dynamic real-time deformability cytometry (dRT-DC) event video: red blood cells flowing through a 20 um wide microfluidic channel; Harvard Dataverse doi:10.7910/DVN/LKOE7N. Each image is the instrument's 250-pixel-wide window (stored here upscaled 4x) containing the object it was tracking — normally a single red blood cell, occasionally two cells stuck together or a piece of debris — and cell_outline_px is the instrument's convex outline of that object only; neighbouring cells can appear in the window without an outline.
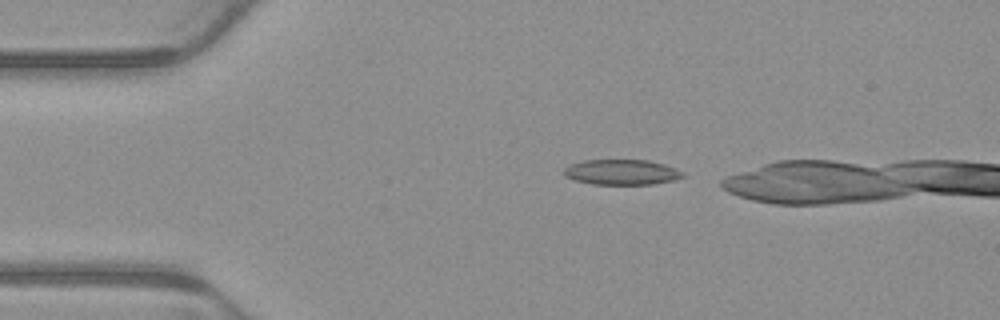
{"species": "common noctule bat (a hibernating species)", "species_latin": "Nyctalus noctula", "temperature_condition": "warm", "stored_images_in_passage": 2, "camera_frame_rate_fps": 3000, "um_per_image_px": 0.085, "animal": {"sex": "male", "body_mass_g": 23.1, "forearm_length_mm": 52.7}, "frame": {"image": 1, "passage_image": 1, "time_ms": 0.0, "image_size_px": [1000, 320], "cell_outline_px": [[684, 176], [676, 180], [652, 184], [592, 184], [576, 180], [564, 176], [564, 168], [572, 164], [584, 160], [648, 160], [664, 164], [676, 168], [684, 172]], "centroid_in_image_um": [52.88, 14.63], "position_along_channel_um": 32.1, "area_um2": 17.51}}